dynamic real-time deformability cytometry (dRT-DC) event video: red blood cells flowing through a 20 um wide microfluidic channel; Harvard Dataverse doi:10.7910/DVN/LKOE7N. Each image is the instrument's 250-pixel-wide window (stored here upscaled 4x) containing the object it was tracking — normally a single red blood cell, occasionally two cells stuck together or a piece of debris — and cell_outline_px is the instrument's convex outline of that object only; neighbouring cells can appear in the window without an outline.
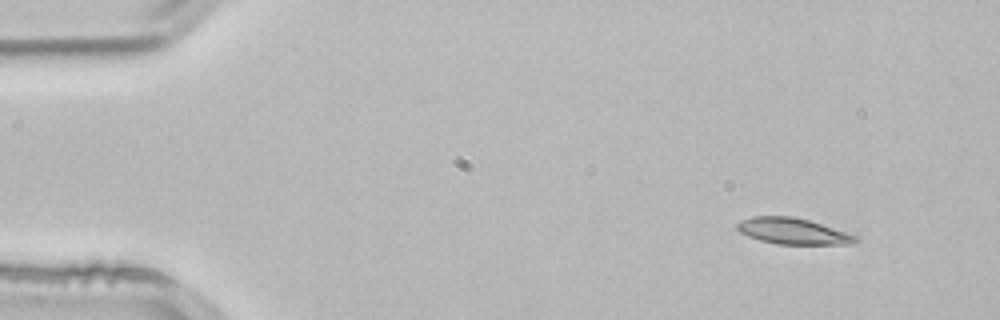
{"species": "common noctule bat (a hibernating species)", "species_latin": "Nyctalus noctula", "temperature_condition": "room temperature", "stored_images_in_passage": 2, "camera_frame_rate_fps": 3000, "um_per_image_px": 0.085, "animal": {"sex": "male", "body_mass_g": 21.5, "forearm_length_mm": 52.0}, "frame": {"image": 1, "passage_image": 1, "time_ms": 0.0, "image_size_px": [1000, 320], "cell_outline_px": [[860, 240], [852, 244], [776, 244], [760, 240], [748, 236], [740, 232], [736, 228], [736, 224], [740, 220], [752, 216], [792, 216], [808, 220], [856, 236]], "centroid_in_image_um": [67.34, 19.65], "position_along_channel_um": 17.7, "area_um2": 17.86}}